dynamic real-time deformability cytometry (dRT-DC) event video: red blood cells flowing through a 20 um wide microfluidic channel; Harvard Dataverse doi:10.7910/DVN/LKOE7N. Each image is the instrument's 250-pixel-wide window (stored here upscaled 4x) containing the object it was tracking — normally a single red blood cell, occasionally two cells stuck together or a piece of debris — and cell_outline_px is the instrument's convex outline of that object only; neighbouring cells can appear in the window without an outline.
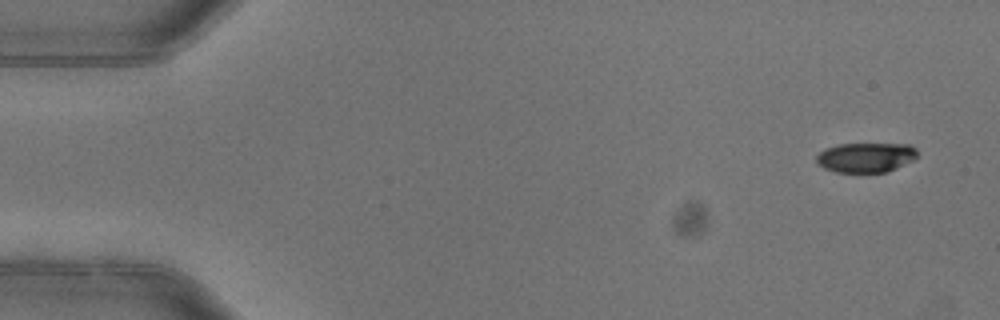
{"species": "common noctule bat (a hibernating species)", "species_latin": "Nyctalus noctula", "temperature_condition": "warm", "stored_images_in_passage": 5, "camera_frame_rate_fps": 3000, "um_per_image_px": 0.085, "animal": {"sex": "female"}, "frame": {"image": 1, "passage_image": 1, "time_ms": 0.0, "image_size_px": [1000, 320], "cell_outline_px": [[916, 156], [912, 160], [888, 172], [836, 172], [824, 168], [816, 160], [816, 156], [824, 148], [840, 144], [912, 144], [916, 148]], "centroid_in_image_um": [73.59, 13.37], "position_along_channel_um": 11.4, "area_um2": 17.4}}